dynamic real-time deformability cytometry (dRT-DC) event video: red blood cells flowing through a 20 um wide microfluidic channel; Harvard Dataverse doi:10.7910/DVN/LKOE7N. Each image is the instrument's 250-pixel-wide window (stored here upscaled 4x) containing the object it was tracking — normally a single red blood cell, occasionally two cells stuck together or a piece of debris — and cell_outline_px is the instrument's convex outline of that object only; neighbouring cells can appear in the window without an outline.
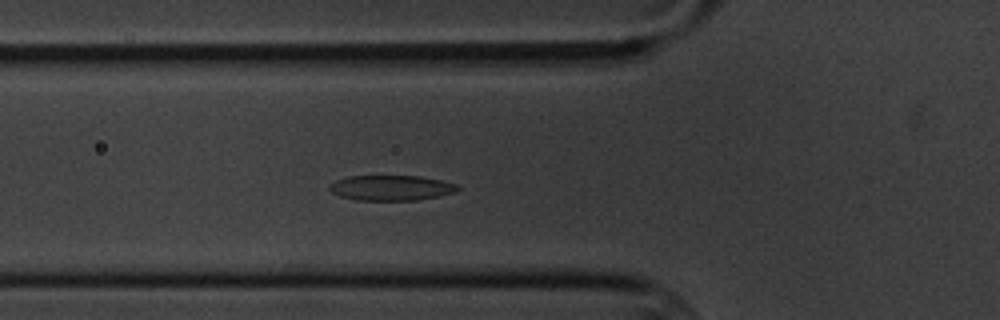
{"species": "common noctule bat (a hibernating species)", "species_latin": "Nyctalus noctula", "temperature_condition": "cold", "stored_images_in_passage": 5, "camera_frame_rate_fps": 3000, "um_per_image_px": 0.085, "animal": {"sex": "male", "body_mass_g": 20.1, "forearm_length_mm": 53.5}, "frame": {"image": 1, "passage_image": 5, "time_ms": 4.667, "image_size_px": [1000, 320], "cell_outline_px": [[460, 188], [456, 192], [416, 200], [356, 200], [340, 196], [332, 192], [328, 188], [328, 184], [336, 180], [348, 176], [420, 176], [440, 180], [456, 184]], "centroid_in_image_um": [33.21, 15.96], "position_along_channel_um": 92.6, "area_um2": 18.79}}